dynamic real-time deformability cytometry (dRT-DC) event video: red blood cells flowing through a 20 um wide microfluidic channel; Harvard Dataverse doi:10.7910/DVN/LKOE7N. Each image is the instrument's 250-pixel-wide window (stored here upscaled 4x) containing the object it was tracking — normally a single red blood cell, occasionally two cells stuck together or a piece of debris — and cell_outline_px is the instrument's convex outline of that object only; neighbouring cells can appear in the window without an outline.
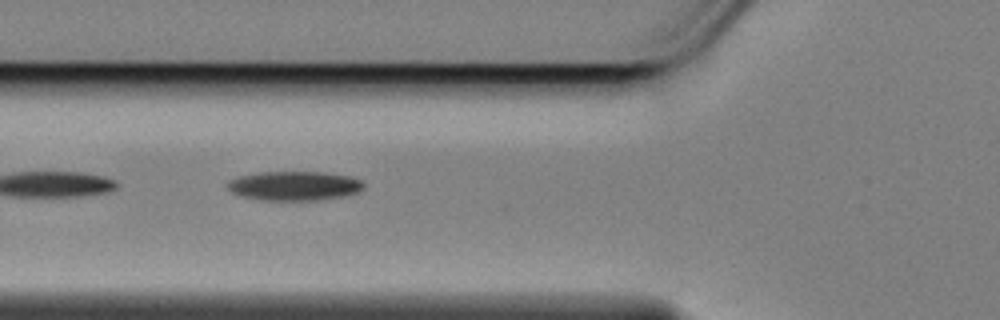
{"species": "Egyptian fruit bat (a non-hibernating species)", "species_latin": "Rousettus aegyptiacus", "temperature_condition": "cold", "stored_images_in_passage": 11, "camera_frame_rate_fps": 3000, "um_per_image_px": 0.085, "animal": {"sex": "female"}, "frame": {"image": 1, "passage_image": 5, "time_ms": 1.333, "image_size_px": [1000, 320], "cell_outline_px": [[364, 188], [356, 192], [340, 196], [316, 200], [264, 200], [244, 196], [232, 192], [228, 188], [228, 180], [240, 176], [260, 172], [324, 172], [348, 176], [360, 180], [364, 184]], "centroid_in_image_um": [25.01, 15.78], "position_along_channel_um": 100.8, "area_um2": 22.83}}